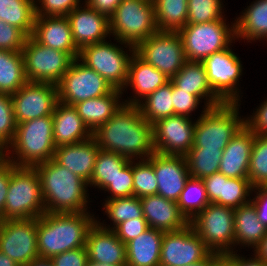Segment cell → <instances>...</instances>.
Here are the masks:
<instances>
[{
	"mask_svg": "<svg viewBox=\"0 0 267 266\" xmlns=\"http://www.w3.org/2000/svg\"><path fill=\"white\" fill-rule=\"evenodd\" d=\"M92 137L103 151L118 153L130 160H142L155 153L153 125L146 121L137 105L124 104ZM134 157V158H133Z\"/></svg>",
	"mask_w": 267,
	"mask_h": 266,
	"instance_id": "6da1fadb",
	"label": "cell"
},
{
	"mask_svg": "<svg viewBox=\"0 0 267 266\" xmlns=\"http://www.w3.org/2000/svg\"><path fill=\"white\" fill-rule=\"evenodd\" d=\"M88 212L50 213L37 218L39 258L51 259L68 250L85 247L89 229L97 221Z\"/></svg>",
	"mask_w": 267,
	"mask_h": 266,
	"instance_id": "7a4b0ae2",
	"label": "cell"
},
{
	"mask_svg": "<svg viewBox=\"0 0 267 266\" xmlns=\"http://www.w3.org/2000/svg\"><path fill=\"white\" fill-rule=\"evenodd\" d=\"M39 176L45 211L80 213L87 210L88 183L53 158L33 166Z\"/></svg>",
	"mask_w": 267,
	"mask_h": 266,
	"instance_id": "3957f363",
	"label": "cell"
},
{
	"mask_svg": "<svg viewBox=\"0 0 267 266\" xmlns=\"http://www.w3.org/2000/svg\"><path fill=\"white\" fill-rule=\"evenodd\" d=\"M13 148L18 157H10L9 153L2 155L16 166L33 167L54 157L55 143L53 141V118L43 116L37 119L24 121L17 124L16 133L12 143L8 146Z\"/></svg>",
	"mask_w": 267,
	"mask_h": 266,
	"instance_id": "277c9868",
	"label": "cell"
},
{
	"mask_svg": "<svg viewBox=\"0 0 267 266\" xmlns=\"http://www.w3.org/2000/svg\"><path fill=\"white\" fill-rule=\"evenodd\" d=\"M238 106V103H223L204 108L196 120L191 149L224 150L245 125V119L238 116Z\"/></svg>",
	"mask_w": 267,
	"mask_h": 266,
	"instance_id": "5b68a950",
	"label": "cell"
},
{
	"mask_svg": "<svg viewBox=\"0 0 267 266\" xmlns=\"http://www.w3.org/2000/svg\"><path fill=\"white\" fill-rule=\"evenodd\" d=\"M109 22L110 34L116 35L120 44H127L131 52L158 31L153 0H121Z\"/></svg>",
	"mask_w": 267,
	"mask_h": 266,
	"instance_id": "8992f818",
	"label": "cell"
},
{
	"mask_svg": "<svg viewBox=\"0 0 267 266\" xmlns=\"http://www.w3.org/2000/svg\"><path fill=\"white\" fill-rule=\"evenodd\" d=\"M44 213L42 188L36 169L17 166L10 177L4 220L38 218Z\"/></svg>",
	"mask_w": 267,
	"mask_h": 266,
	"instance_id": "52a82bcc",
	"label": "cell"
},
{
	"mask_svg": "<svg viewBox=\"0 0 267 266\" xmlns=\"http://www.w3.org/2000/svg\"><path fill=\"white\" fill-rule=\"evenodd\" d=\"M178 34L183 43L185 57L189 62H202L213 53L228 48L232 40L236 39L235 23L229 27L224 19L186 24Z\"/></svg>",
	"mask_w": 267,
	"mask_h": 266,
	"instance_id": "ba28073f",
	"label": "cell"
},
{
	"mask_svg": "<svg viewBox=\"0 0 267 266\" xmlns=\"http://www.w3.org/2000/svg\"><path fill=\"white\" fill-rule=\"evenodd\" d=\"M234 209L209 203L189 224L214 253L225 255L235 246Z\"/></svg>",
	"mask_w": 267,
	"mask_h": 266,
	"instance_id": "9c48e42d",
	"label": "cell"
},
{
	"mask_svg": "<svg viewBox=\"0 0 267 266\" xmlns=\"http://www.w3.org/2000/svg\"><path fill=\"white\" fill-rule=\"evenodd\" d=\"M27 81L58 84L75 58L38 43L28 36L22 48Z\"/></svg>",
	"mask_w": 267,
	"mask_h": 266,
	"instance_id": "30bf717a",
	"label": "cell"
},
{
	"mask_svg": "<svg viewBox=\"0 0 267 266\" xmlns=\"http://www.w3.org/2000/svg\"><path fill=\"white\" fill-rule=\"evenodd\" d=\"M135 53L169 80L187 62L178 32L157 31L135 46Z\"/></svg>",
	"mask_w": 267,
	"mask_h": 266,
	"instance_id": "8fae6325",
	"label": "cell"
},
{
	"mask_svg": "<svg viewBox=\"0 0 267 266\" xmlns=\"http://www.w3.org/2000/svg\"><path fill=\"white\" fill-rule=\"evenodd\" d=\"M102 41L83 47L79 52V61L101 75L113 88L125 89L128 78L129 56L123 48Z\"/></svg>",
	"mask_w": 267,
	"mask_h": 266,
	"instance_id": "7c38bea8",
	"label": "cell"
},
{
	"mask_svg": "<svg viewBox=\"0 0 267 266\" xmlns=\"http://www.w3.org/2000/svg\"><path fill=\"white\" fill-rule=\"evenodd\" d=\"M75 59L57 84L58 101L75 104L109 94L114 88L96 71Z\"/></svg>",
	"mask_w": 267,
	"mask_h": 266,
	"instance_id": "4fadbf2b",
	"label": "cell"
},
{
	"mask_svg": "<svg viewBox=\"0 0 267 266\" xmlns=\"http://www.w3.org/2000/svg\"><path fill=\"white\" fill-rule=\"evenodd\" d=\"M0 251L19 266L39 258L37 218L0 220Z\"/></svg>",
	"mask_w": 267,
	"mask_h": 266,
	"instance_id": "5bb4252c",
	"label": "cell"
},
{
	"mask_svg": "<svg viewBox=\"0 0 267 266\" xmlns=\"http://www.w3.org/2000/svg\"><path fill=\"white\" fill-rule=\"evenodd\" d=\"M202 63L213 92L224 103H238L240 96L236 84L242 75V64L230 47L213 53L206 57Z\"/></svg>",
	"mask_w": 267,
	"mask_h": 266,
	"instance_id": "9a60e30c",
	"label": "cell"
},
{
	"mask_svg": "<svg viewBox=\"0 0 267 266\" xmlns=\"http://www.w3.org/2000/svg\"><path fill=\"white\" fill-rule=\"evenodd\" d=\"M16 123L53 115L58 102L56 84L28 81L17 92L10 95Z\"/></svg>",
	"mask_w": 267,
	"mask_h": 266,
	"instance_id": "2e32d148",
	"label": "cell"
},
{
	"mask_svg": "<svg viewBox=\"0 0 267 266\" xmlns=\"http://www.w3.org/2000/svg\"><path fill=\"white\" fill-rule=\"evenodd\" d=\"M211 251L188 224L177 231L164 232L160 266H188L205 259Z\"/></svg>",
	"mask_w": 267,
	"mask_h": 266,
	"instance_id": "e0dca14e",
	"label": "cell"
},
{
	"mask_svg": "<svg viewBox=\"0 0 267 266\" xmlns=\"http://www.w3.org/2000/svg\"><path fill=\"white\" fill-rule=\"evenodd\" d=\"M189 117L173 115L153 124L155 152L165 155L185 156L193 146L196 122Z\"/></svg>",
	"mask_w": 267,
	"mask_h": 266,
	"instance_id": "ac0fdd59",
	"label": "cell"
},
{
	"mask_svg": "<svg viewBox=\"0 0 267 266\" xmlns=\"http://www.w3.org/2000/svg\"><path fill=\"white\" fill-rule=\"evenodd\" d=\"M153 169L157 178V195L177 202L190 178L185 156L153 154Z\"/></svg>",
	"mask_w": 267,
	"mask_h": 266,
	"instance_id": "d6986e66",
	"label": "cell"
},
{
	"mask_svg": "<svg viewBox=\"0 0 267 266\" xmlns=\"http://www.w3.org/2000/svg\"><path fill=\"white\" fill-rule=\"evenodd\" d=\"M96 221L89 229L86 239L88 260L115 266H126V244L115 232L104 224ZM107 227V228H106Z\"/></svg>",
	"mask_w": 267,
	"mask_h": 266,
	"instance_id": "ffe728a7",
	"label": "cell"
},
{
	"mask_svg": "<svg viewBox=\"0 0 267 266\" xmlns=\"http://www.w3.org/2000/svg\"><path fill=\"white\" fill-rule=\"evenodd\" d=\"M87 7V8H86ZM76 7L67 15L76 47L81 50L87 45L105 41L110 34L109 18L85 4Z\"/></svg>",
	"mask_w": 267,
	"mask_h": 266,
	"instance_id": "44dd1931",
	"label": "cell"
},
{
	"mask_svg": "<svg viewBox=\"0 0 267 266\" xmlns=\"http://www.w3.org/2000/svg\"><path fill=\"white\" fill-rule=\"evenodd\" d=\"M202 181L210 203L235 209L251 202L246 198L251 190L254 191L249 179L228 178L218 172L204 177Z\"/></svg>",
	"mask_w": 267,
	"mask_h": 266,
	"instance_id": "7402d4cb",
	"label": "cell"
},
{
	"mask_svg": "<svg viewBox=\"0 0 267 266\" xmlns=\"http://www.w3.org/2000/svg\"><path fill=\"white\" fill-rule=\"evenodd\" d=\"M31 36L44 46L79 57L67 16H36Z\"/></svg>",
	"mask_w": 267,
	"mask_h": 266,
	"instance_id": "603a6c76",
	"label": "cell"
},
{
	"mask_svg": "<svg viewBox=\"0 0 267 266\" xmlns=\"http://www.w3.org/2000/svg\"><path fill=\"white\" fill-rule=\"evenodd\" d=\"M255 135L244 125L223 150L219 173L228 178L248 179Z\"/></svg>",
	"mask_w": 267,
	"mask_h": 266,
	"instance_id": "cb8c5ba5",
	"label": "cell"
},
{
	"mask_svg": "<svg viewBox=\"0 0 267 266\" xmlns=\"http://www.w3.org/2000/svg\"><path fill=\"white\" fill-rule=\"evenodd\" d=\"M99 150L91 137L80 143L56 147L53 159L89 184Z\"/></svg>",
	"mask_w": 267,
	"mask_h": 266,
	"instance_id": "d4e9b609",
	"label": "cell"
},
{
	"mask_svg": "<svg viewBox=\"0 0 267 266\" xmlns=\"http://www.w3.org/2000/svg\"><path fill=\"white\" fill-rule=\"evenodd\" d=\"M140 201L144 218L150 228L170 232L181 230L189 224L175 201L159 195L145 196Z\"/></svg>",
	"mask_w": 267,
	"mask_h": 266,
	"instance_id": "484cf974",
	"label": "cell"
},
{
	"mask_svg": "<svg viewBox=\"0 0 267 266\" xmlns=\"http://www.w3.org/2000/svg\"><path fill=\"white\" fill-rule=\"evenodd\" d=\"M53 141L56 147L76 144L92 137L77 109L72 105L57 102L52 115Z\"/></svg>",
	"mask_w": 267,
	"mask_h": 266,
	"instance_id": "4316f807",
	"label": "cell"
},
{
	"mask_svg": "<svg viewBox=\"0 0 267 266\" xmlns=\"http://www.w3.org/2000/svg\"><path fill=\"white\" fill-rule=\"evenodd\" d=\"M170 81L180 90H185L188 94L195 95L199 100L204 97L206 98L205 100L208 99L205 104L206 108L224 103L209 85L206 69L202 62L187 61Z\"/></svg>",
	"mask_w": 267,
	"mask_h": 266,
	"instance_id": "83f0119b",
	"label": "cell"
},
{
	"mask_svg": "<svg viewBox=\"0 0 267 266\" xmlns=\"http://www.w3.org/2000/svg\"><path fill=\"white\" fill-rule=\"evenodd\" d=\"M122 93V90L114 88L109 94L79 102L74 107L84 124L93 133L110 120L125 104L119 101Z\"/></svg>",
	"mask_w": 267,
	"mask_h": 266,
	"instance_id": "f1b7e54d",
	"label": "cell"
},
{
	"mask_svg": "<svg viewBox=\"0 0 267 266\" xmlns=\"http://www.w3.org/2000/svg\"><path fill=\"white\" fill-rule=\"evenodd\" d=\"M163 236L164 231L149 227L126 243V266H160Z\"/></svg>",
	"mask_w": 267,
	"mask_h": 266,
	"instance_id": "f546056e",
	"label": "cell"
},
{
	"mask_svg": "<svg viewBox=\"0 0 267 266\" xmlns=\"http://www.w3.org/2000/svg\"><path fill=\"white\" fill-rule=\"evenodd\" d=\"M168 81L161 71L142 60L135 52L132 53L125 86L129 84L138 97L144 99Z\"/></svg>",
	"mask_w": 267,
	"mask_h": 266,
	"instance_id": "4dcf8cb0",
	"label": "cell"
},
{
	"mask_svg": "<svg viewBox=\"0 0 267 266\" xmlns=\"http://www.w3.org/2000/svg\"><path fill=\"white\" fill-rule=\"evenodd\" d=\"M138 97L125 100L126 105H137L143 118L151 125L165 117L173 116V100H172V82L169 80L163 86L157 88L153 93L147 95L142 101Z\"/></svg>",
	"mask_w": 267,
	"mask_h": 266,
	"instance_id": "1f68e13d",
	"label": "cell"
},
{
	"mask_svg": "<svg viewBox=\"0 0 267 266\" xmlns=\"http://www.w3.org/2000/svg\"><path fill=\"white\" fill-rule=\"evenodd\" d=\"M235 245L257 247L267 234V228L259 221L255 206L248 204L234 209Z\"/></svg>",
	"mask_w": 267,
	"mask_h": 266,
	"instance_id": "d6a6232c",
	"label": "cell"
},
{
	"mask_svg": "<svg viewBox=\"0 0 267 266\" xmlns=\"http://www.w3.org/2000/svg\"><path fill=\"white\" fill-rule=\"evenodd\" d=\"M27 82L22 51L0 50V93L12 95Z\"/></svg>",
	"mask_w": 267,
	"mask_h": 266,
	"instance_id": "836d02e7",
	"label": "cell"
},
{
	"mask_svg": "<svg viewBox=\"0 0 267 266\" xmlns=\"http://www.w3.org/2000/svg\"><path fill=\"white\" fill-rule=\"evenodd\" d=\"M235 22L236 38L267 39V0H256Z\"/></svg>",
	"mask_w": 267,
	"mask_h": 266,
	"instance_id": "e575fe53",
	"label": "cell"
},
{
	"mask_svg": "<svg viewBox=\"0 0 267 266\" xmlns=\"http://www.w3.org/2000/svg\"><path fill=\"white\" fill-rule=\"evenodd\" d=\"M158 31L178 32L187 24L188 0H153Z\"/></svg>",
	"mask_w": 267,
	"mask_h": 266,
	"instance_id": "d590c367",
	"label": "cell"
},
{
	"mask_svg": "<svg viewBox=\"0 0 267 266\" xmlns=\"http://www.w3.org/2000/svg\"><path fill=\"white\" fill-rule=\"evenodd\" d=\"M35 0H0V20L31 36L35 22Z\"/></svg>",
	"mask_w": 267,
	"mask_h": 266,
	"instance_id": "8d00e7d4",
	"label": "cell"
},
{
	"mask_svg": "<svg viewBox=\"0 0 267 266\" xmlns=\"http://www.w3.org/2000/svg\"><path fill=\"white\" fill-rule=\"evenodd\" d=\"M129 161L130 159L118 153L100 149L89 184L104 190Z\"/></svg>",
	"mask_w": 267,
	"mask_h": 266,
	"instance_id": "74e56055",
	"label": "cell"
},
{
	"mask_svg": "<svg viewBox=\"0 0 267 266\" xmlns=\"http://www.w3.org/2000/svg\"><path fill=\"white\" fill-rule=\"evenodd\" d=\"M209 203L202 179L190 177L177 201L180 212L190 222Z\"/></svg>",
	"mask_w": 267,
	"mask_h": 266,
	"instance_id": "f35d334b",
	"label": "cell"
},
{
	"mask_svg": "<svg viewBox=\"0 0 267 266\" xmlns=\"http://www.w3.org/2000/svg\"><path fill=\"white\" fill-rule=\"evenodd\" d=\"M223 150L190 149L185 155L190 177L203 179L219 172Z\"/></svg>",
	"mask_w": 267,
	"mask_h": 266,
	"instance_id": "ab89813d",
	"label": "cell"
},
{
	"mask_svg": "<svg viewBox=\"0 0 267 266\" xmlns=\"http://www.w3.org/2000/svg\"><path fill=\"white\" fill-rule=\"evenodd\" d=\"M105 202V213H107L109 219L114 224L112 230L126 220L144 218L139 197L133 195L130 197L107 199Z\"/></svg>",
	"mask_w": 267,
	"mask_h": 266,
	"instance_id": "60d3db41",
	"label": "cell"
},
{
	"mask_svg": "<svg viewBox=\"0 0 267 266\" xmlns=\"http://www.w3.org/2000/svg\"><path fill=\"white\" fill-rule=\"evenodd\" d=\"M140 160L138 163L132 161L133 195L139 198L157 195L158 183L153 169V155Z\"/></svg>",
	"mask_w": 267,
	"mask_h": 266,
	"instance_id": "b9f144b4",
	"label": "cell"
},
{
	"mask_svg": "<svg viewBox=\"0 0 267 266\" xmlns=\"http://www.w3.org/2000/svg\"><path fill=\"white\" fill-rule=\"evenodd\" d=\"M248 179L253 187L267 185V135H255Z\"/></svg>",
	"mask_w": 267,
	"mask_h": 266,
	"instance_id": "7bdbcfd3",
	"label": "cell"
},
{
	"mask_svg": "<svg viewBox=\"0 0 267 266\" xmlns=\"http://www.w3.org/2000/svg\"><path fill=\"white\" fill-rule=\"evenodd\" d=\"M221 0H188L187 24L223 19Z\"/></svg>",
	"mask_w": 267,
	"mask_h": 266,
	"instance_id": "ee69618b",
	"label": "cell"
},
{
	"mask_svg": "<svg viewBox=\"0 0 267 266\" xmlns=\"http://www.w3.org/2000/svg\"><path fill=\"white\" fill-rule=\"evenodd\" d=\"M17 123L14 116L12 99L9 94L0 93V155L8 152L16 133Z\"/></svg>",
	"mask_w": 267,
	"mask_h": 266,
	"instance_id": "f6af8a7d",
	"label": "cell"
},
{
	"mask_svg": "<svg viewBox=\"0 0 267 266\" xmlns=\"http://www.w3.org/2000/svg\"><path fill=\"white\" fill-rule=\"evenodd\" d=\"M133 182L132 161L130 160L112 180V183L104 189L112 194L108 199L133 196Z\"/></svg>",
	"mask_w": 267,
	"mask_h": 266,
	"instance_id": "bcb514c9",
	"label": "cell"
},
{
	"mask_svg": "<svg viewBox=\"0 0 267 266\" xmlns=\"http://www.w3.org/2000/svg\"><path fill=\"white\" fill-rule=\"evenodd\" d=\"M27 37L18 27L0 20V50L22 51Z\"/></svg>",
	"mask_w": 267,
	"mask_h": 266,
	"instance_id": "7dc6e473",
	"label": "cell"
},
{
	"mask_svg": "<svg viewBox=\"0 0 267 266\" xmlns=\"http://www.w3.org/2000/svg\"><path fill=\"white\" fill-rule=\"evenodd\" d=\"M40 7L35 4L36 16H67L79 6V0H38ZM42 5V6H41Z\"/></svg>",
	"mask_w": 267,
	"mask_h": 266,
	"instance_id": "c3c4849f",
	"label": "cell"
},
{
	"mask_svg": "<svg viewBox=\"0 0 267 266\" xmlns=\"http://www.w3.org/2000/svg\"><path fill=\"white\" fill-rule=\"evenodd\" d=\"M172 100L174 115L189 117L200 103V100L185 90H180L172 83Z\"/></svg>",
	"mask_w": 267,
	"mask_h": 266,
	"instance_id": "681fc988",
	"label": "cell"
},
{
	"mask_svg": "<svg viewBox=\"0 0 267 266\" xmlns=\"http://www.w3.org/2000/svg\"><path fill=\"white\" fill-rule=\"evenodd\" d=\"M149 228L145 218H136L126 220L118 224L113 231L117 237L124 243H128L132 239L138 237Z\"/></svg>",
	"mask_w": 267,
	"mask_h": 266,
	"instance_id": "f907efd6",
	"label": "cell"
},
{
	"mask_svg": "<svg viewBox=\"0 0 267 266\" xmlns=\"http://www.w3.org/2000/svg\"><path fill=\"white\" fill-rule=\"evenodd\" d=\"M51 260L55 266H86L88 261L86 246L57 254Z\"/></svg>",
	"mask_w": 267,
	"mask_h": 266,
	"instance_id": "816d5d0a",
	"label": "cell"
},
{
	"mask_svg": "<svg viewBox=\"0 0 267 266\" xmlns=\"http://www.w3.org/2000/svg\"><path fill=\"white\" fill-rule=\"evenodd\" d=\"M17 166L0 155V220H4V207L13 170Z\"/></svg>",
	"mask_w": 267,
	"mask_h": 266,
	"instance_id": "f5cc1de1",
	"label": "cell"
},
{
	"mask_svg": "<svg viewBox=\"0 0 267 266\" xmlns=\"http://www.w3.org/2000/svg\"><path fill=\"white\" fill-rule=\"evenodd\" d=\"M250 118L248 117L245 120V126L254 135H267V100L261 104L254 115Z\"/></svg>",
	"mask_w": 267,
	"mask_h": 266,
	"instance_id": "db71d44e",
	"label": "cell"
},
{
	"mask_svg": "<svg viewBox=\"0 0 267 266\" xmlns=\"http://www.w3.org/2000/svg\"><path fill=\"white\" fill-rule=\"evenodd\" d=\"M257 190V196L251 199V203L256 208L259 221L267 228V185L253 187ZM254 200V201H253Z\"/></svg>",
	"mask_w": 267,
	"mask_h": 266,
	"instance_id": "11a10c76",
	"label": "cell"
},
{
	"mask_svg": "<svg viewBox=\"0 0 267 266\" xmlns=\"http://www.w3.org/2000/svg\"><path fill=\"white\" fill-rule=\"evenodd\" d=\"M234 253V254H233ZM222 264L224 266H267V263L259 259L256 255L253 259L240 258L235 252L222 255Z\"/></svg>",
	"mask_w": 267,
	"mask_h": 266,
	"instance_id": "9f6ffc18",
	"label": "cell"
},
{
	"mask_svg": "<svg viewBox=\"0 0 267 266\" xmlns=\"http://www.w3.org/2000/svg\"><path fill=\"white\" fill-rule=\"evenodd\" d=\"M86 5L110 18L121 0H87Z\"/></svg>",
	"mask_w": 267,
	"mask_h": 266,
	"instance_id": "6f0895ef",
	"label": "cell"
},
{
	"mask_svg": "<svg viewBox=\"0 0 267 266\" xmlns=\"http://www.w3.org/2000/svg\"><path fill=\"white\" fill-rule=\"evenodd\" d=\"M222 264V255L218 253L211 252L205 259L190 264L188 266H220Z\"/></svg>",
	"mask_w": 267,
	"mask_h": 266,
	"instance_id": "680465c9",
	"label": "cell"
},
{
	"mask_svg": "<svg viewBox=\"0 0 267 266\" xmlns=\"http://www.w3.org/2000/svg\"><path fill=\"white\" fill-rule=\"evenodd\" d=\"M254 249H255L254 251H256L255 255L259 259H262L264 262L267 263V234L261 240L260 244Z\"/></svg>",
	"mask_w": 267,
	"mask_h": 266,
	"instance_id": "91938a15",
	"label": "cell"
},
{
	"mask_svg": "<svg viewBox=\"0 0 267 266\" xmlns=\"http://www.w3.org/2000/svg\"><path fill=\"white\" fill-rule=\"evenodd\" d=\"M27 266H55L51 259L37 258L30 262Z\"/></svg>",
	"mask_w": 267,
	"mask_h": 266,
	"instance_id": "94428289",
	"label": "cell"
},
{
	"mask_svg": "<svg viewBox=\"0 0 267 266\" xmlns=\"http://www.w3.org/2000/svg\"><path fill=\"white\" fill-rule=\"evenodd\" d=\"M0 266H19L12 259H10L7 255L3 254L0 251Z\"/></svg>",
	"mask_w": 267,
	"mask_h": 266,
	"instance_id": "6125c7cd",
	"label": "cell"
},
{
	"mask_svg": "<svg viewBox=\"0 0 267 266\" xmlns=\"http://www.w3.org/2000/svg\"><path fill=\"white\" fill-rule=\"evenodd\" d=\"M86 266H115V265H109V264H102V263H97V262H93L91 260H88L86 263Z\"/></svg>",
	"mask_w": 267,
	"mask_h": 266,
	"instance_id": "be15d7a7",
	"label": "cell"
}]
</instances>
